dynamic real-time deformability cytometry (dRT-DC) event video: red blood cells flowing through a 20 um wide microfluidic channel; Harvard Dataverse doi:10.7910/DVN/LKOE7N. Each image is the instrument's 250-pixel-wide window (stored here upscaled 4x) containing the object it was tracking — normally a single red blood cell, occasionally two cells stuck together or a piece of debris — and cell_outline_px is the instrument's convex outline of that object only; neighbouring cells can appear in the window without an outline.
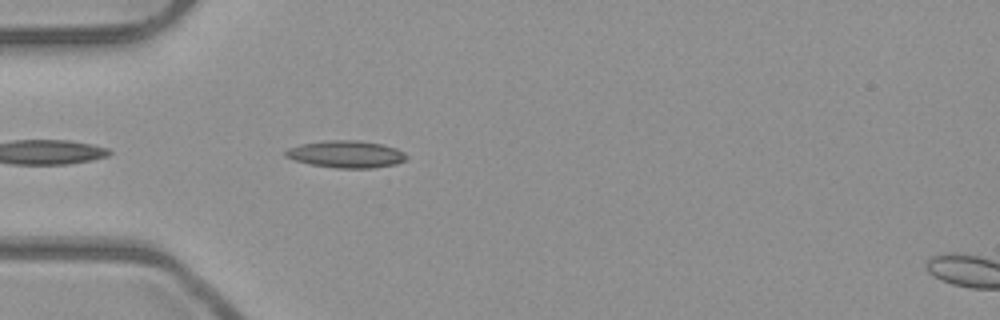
{"species": "common noctule bat (a hibernating species)", "species_latin": "Nyctalus noctula", "temperature_condition": "room temperature", "stored_images_in_passage": 5, "camera_frame_rate_fps": 3000, "um_per_image_px": 0.085, "animal": {"sex": "male", "body_mass_g": 23.1, "forearm_length_mm": 52.7}, "frame": {"image": 1, "passage_image": 4, "time_ms": 1.0, "image_size_px": [1000, 320], "cell_outline_px": [[408, 156], [404, 160], [396, 164], [372, 168], [336, 168], [312, 164], [296, 160], [284, 156], [284, 152], [288, 148], [300, 144], [324, 140], [360, 140], [380, 144], [396, 148], [404, 152]], "centroid_in_image_um": [29.42, 13.1], "position_along_channel_um": 55.6, "area_um2": 19.07}}